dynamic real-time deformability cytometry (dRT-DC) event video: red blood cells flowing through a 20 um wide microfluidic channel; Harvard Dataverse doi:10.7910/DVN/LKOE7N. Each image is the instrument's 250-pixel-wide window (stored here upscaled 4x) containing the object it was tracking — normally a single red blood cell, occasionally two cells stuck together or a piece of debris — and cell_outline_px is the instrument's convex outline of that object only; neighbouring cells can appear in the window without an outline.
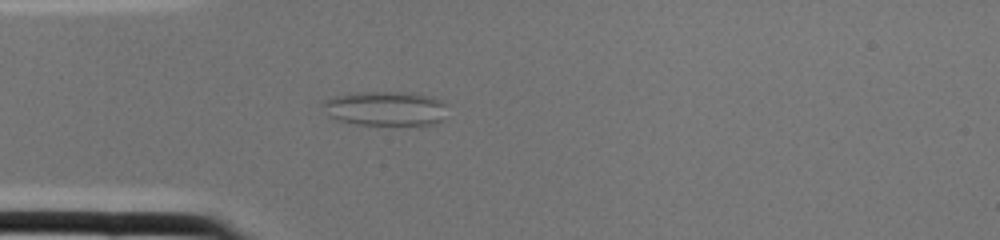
{"species": "common noctule bat (a hibernating species)", "species_latin": "Nyctalus noctula", "temperature_condition": "cold", "stored_images_in_passage": 2, "camera_frame_rate_fps": 3000, "um_per_image_px": 0.085, "animal": {"sex": "female", "body_mass_g": 22.0, "forearm_length_mm": 56.7}, "frame": {"image": 1, "passage_image": 2, "time_ms": 0.333, "image_size_px": [1000, 240], "cell_outline_px": [[444, 120], [432, 124], [356, 124], [336, 120], [328, 116], [320, 104], [324, 100], [336, 96], [352, 92], [412, 92], [428, 96], [440, 100], [444, 104]], "centroid_in_image_um": [32.7, 9.21], "position_along_channel_um": 52.3, "area_um2": 24.97}}